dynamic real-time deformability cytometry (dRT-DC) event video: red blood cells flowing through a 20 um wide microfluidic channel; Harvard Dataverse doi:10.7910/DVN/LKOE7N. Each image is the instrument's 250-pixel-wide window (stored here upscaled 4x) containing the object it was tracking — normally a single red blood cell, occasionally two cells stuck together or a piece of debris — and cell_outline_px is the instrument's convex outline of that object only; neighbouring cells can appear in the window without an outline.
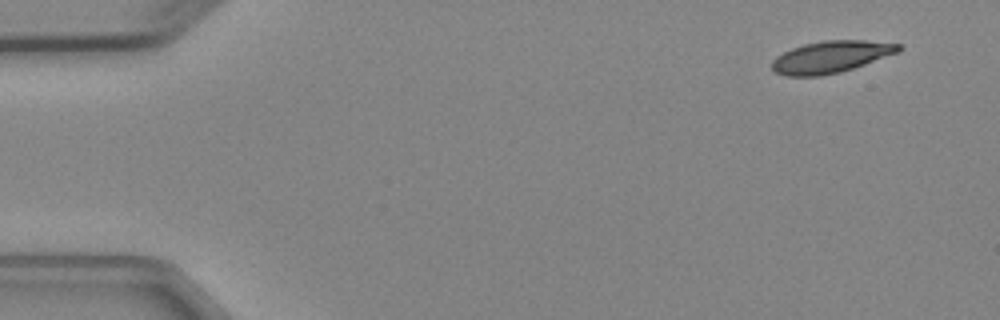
{"species": "Egyptian fruit bat (a non-hibernating species)", "species_latin": "Rousettus aegyptiacus", "temperature_condition": "cold", "stored_images_in_passage": 3, "camera_frame_rate_fps": 3000, "um_per_image_px": 0.085, "animal": {"sex": "female"}, "frame": {"image": 1, "passage_image": 1, "time_ms": 0.0, "image_size_px": [1000, 320], "cell_outline_px": [[904, 48], [900, 52], [840, 72], [820, 76], [784, 76], [776, 72], [772, 68], [772, 60], [776, 56], [792, 48], [804, 44], [824, 40], [864, 40], [900, 44]], "centroid_in_image_um": [70.63, 4.83], "position_along_channel_um": 14.4, "area_um2": 23.52}}
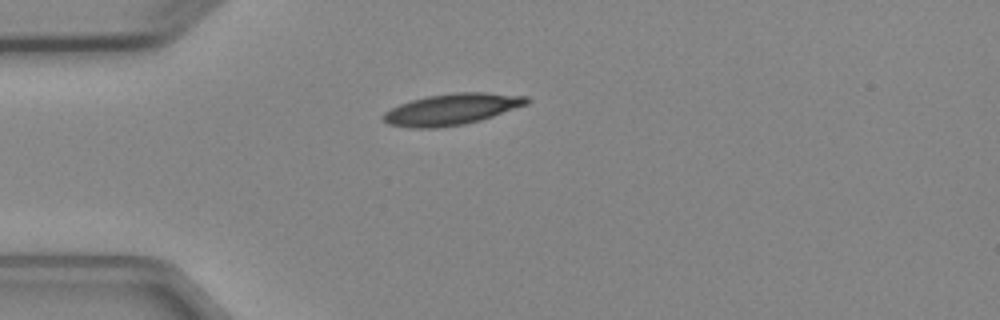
{"frame": {"image": 2, "passage_image": 3, "time_ms": 3.333, "image_size_px": [1000, 320], "cell_outline_px": [[528, 104], [480, 120], [464, 124], [436, 128], [408, 128], [388, 124], [380, 116], [384, 112], [400, 104], [412, 100], [428, 96], [456, 92], [484, 92], [528, 96]], "centroid_in_image_um": [38.37, 9.29], "position_along_channel_um": 46.6, "area_um2": 26.01}}